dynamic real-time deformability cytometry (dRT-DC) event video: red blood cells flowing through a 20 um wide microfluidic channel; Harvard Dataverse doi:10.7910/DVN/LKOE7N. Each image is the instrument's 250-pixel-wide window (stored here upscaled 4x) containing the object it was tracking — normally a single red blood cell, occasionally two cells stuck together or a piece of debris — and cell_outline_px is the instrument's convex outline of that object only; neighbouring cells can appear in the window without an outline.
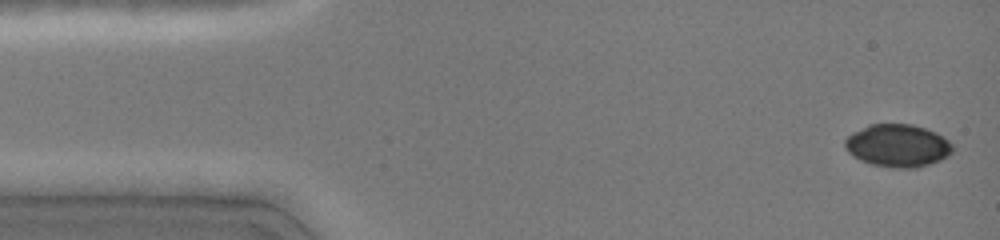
{"species": "common noctule bat (a hibernating species)", "species_latin": "Nyctalus noctula", "temperature_condition": "cold", "stored_images_in_passage": 22, "camera_frame_rate_fps": 3000, "um_per_image_px": 0.085, "animal": {"sex": "female", "body_mass_g": 19.0, "forearm_length_mm": 51.5}, "frame": {"image": 1, "passage_image": 3, "time_ms": 0.333, "image_size_px": [1000, 240], "cell_outline_px": [[952, 152], [948, 156], [940, 160], [916, 168], [892, 168], [872, 164], [860, 160], [852, 156], [844, 148], [844, 140], [852, 132], [868, 124], [912, 124], [936, 132], [948, 140], [952, 144]], "centroid_in_image_um": [76.27, 12.37], "position_along_channel_um": 8.7, "area_um2": 26.93}}
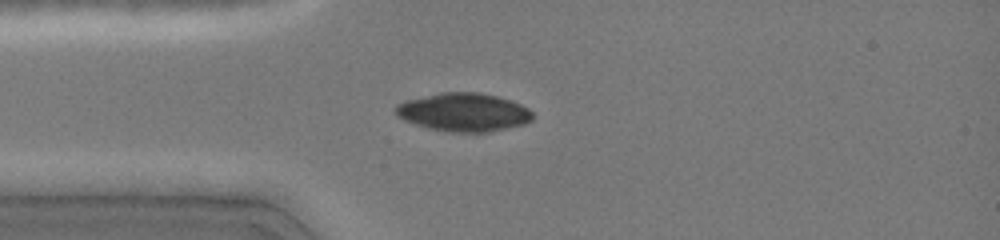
{"frame": {"image": 2, "passage_image": 17, "time_ms": 3.667, "image_size_px": [1000, 240], "cell_outline_px": [[532, 120], [524, 124], [488, 132], [452, 132], [428, 128], [404, 120], [396, 116], [396, 104], [404, 100], [440, 92], [480, 92], [496, 96], [520, 104], [528, 108], [532, 112]], "centroid_in_image_um": [39.38, 9.53], "position_along_channel_um": 45.6, "area_um2": 30.58}}